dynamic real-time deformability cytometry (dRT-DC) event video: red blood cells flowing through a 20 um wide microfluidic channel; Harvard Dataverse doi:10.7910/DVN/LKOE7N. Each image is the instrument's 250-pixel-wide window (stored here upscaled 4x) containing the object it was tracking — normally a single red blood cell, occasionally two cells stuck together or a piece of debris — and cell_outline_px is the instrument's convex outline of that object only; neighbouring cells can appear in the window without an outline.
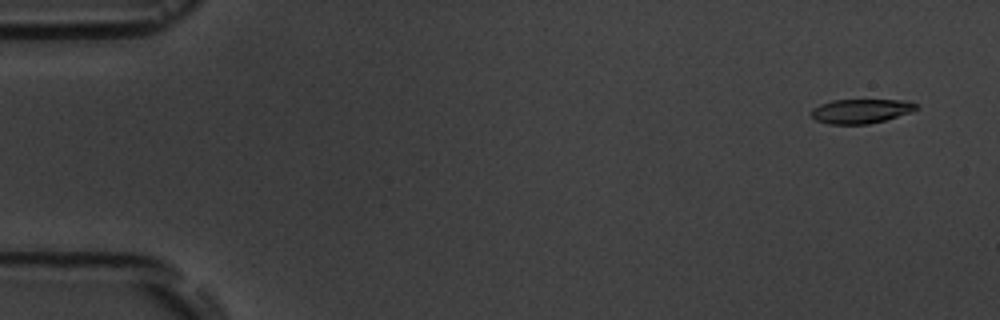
{"species": "common noctule bat (a hibernating species)", "species_latin": "Nyctalus noctula", "temperature_condition": "room temperature", "stored_images_in_passage": 5, "camera_frame_rate_fps": 3000, "um_per_image_px": 0.085, "animal": {"sex": "male", "body_mass_g": 19.5, "forearm_length_mm": 54.6}, "frame": {"image": 1, "passage_image": 1, "time_ms": 0.0, "image_size_px": [1000, 320], "cell_outline_px": [[920, 108], [912, 112], [884, 120], [868, 124], [828, 124], [816, 120], [812, 116], [812, 108], [820, 104], [832, 100], [908, 100], [916, 104]], "centroid_in_image_um": [73.2, 9.44], "position_along_channel_um": 11.8, "area_um2": 14.91}}